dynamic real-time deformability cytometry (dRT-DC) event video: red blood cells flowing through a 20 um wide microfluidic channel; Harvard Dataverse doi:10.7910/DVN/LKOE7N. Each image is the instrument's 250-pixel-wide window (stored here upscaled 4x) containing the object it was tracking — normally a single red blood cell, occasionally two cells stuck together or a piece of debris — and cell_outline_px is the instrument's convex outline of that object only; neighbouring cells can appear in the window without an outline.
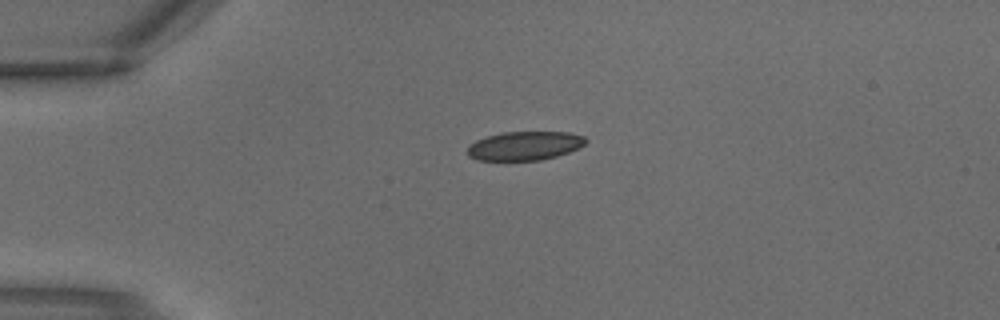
{"species": "common noctule bat (a hibernating species)", "species_latin": "Nyctalus noctula", "temperature_condition": "warm", "stored_images_in_passage": 1, "camera_frame_rate_fps": 3000, "um_per_image_px": 0.085, "animal": {"sex": "male", "body_mass_g": 18.8}, "frame": {"image": 1, "passage_image": 1, "time_ms": 0.0, "image_size_px": [1000, 320], "cell_outline_px": [[588, 140], [580, 148], [556, 156], [540, 160], [476, 160], [468, 156], [468, 144], [476, 140], [488, 136], [504, 132], [568, 132], [584, 136]], "centroid_in_image_um": [44.6, 12.39], "position_along_channel_um": 40.4, "area_um2": 19.88}}